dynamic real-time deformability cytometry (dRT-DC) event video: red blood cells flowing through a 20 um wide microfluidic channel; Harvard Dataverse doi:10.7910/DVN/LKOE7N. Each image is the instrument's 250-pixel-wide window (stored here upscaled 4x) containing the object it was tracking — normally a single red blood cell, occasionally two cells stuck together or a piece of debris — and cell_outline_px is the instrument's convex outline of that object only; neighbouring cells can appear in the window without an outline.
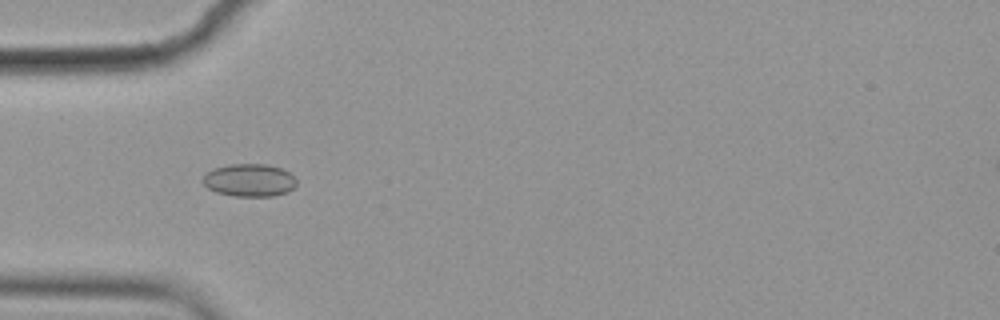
{"species": "common noctule bat (a hibernating species)", "species_latin": "Nyctalus noctula", "temperature_condition": "cold", "stored_images_in_passage": 28, "camera_frame_rate_fps": 3000, "um_per_image_px": 0.085, "animal": {"sex": "female", "body_mass_g": 19.9}, "frame": {"image": 1, "passage_image": 5, "time_ms": 1.333, "image_size_px": [1000, 320], "cell_outline_px": [[296, 184], [292, 188], [284, 192], [272, 196], [232, 196], [216, 192], [208, 188], [200, 180], [212, 168], [228, 164], [268, 164], [280, 168], [288, 172], [296, 180]], "centroid_in_image_um": [21.14, 15.31], "position_along_channel_um": 63.9, "area_um2": 17.8}}